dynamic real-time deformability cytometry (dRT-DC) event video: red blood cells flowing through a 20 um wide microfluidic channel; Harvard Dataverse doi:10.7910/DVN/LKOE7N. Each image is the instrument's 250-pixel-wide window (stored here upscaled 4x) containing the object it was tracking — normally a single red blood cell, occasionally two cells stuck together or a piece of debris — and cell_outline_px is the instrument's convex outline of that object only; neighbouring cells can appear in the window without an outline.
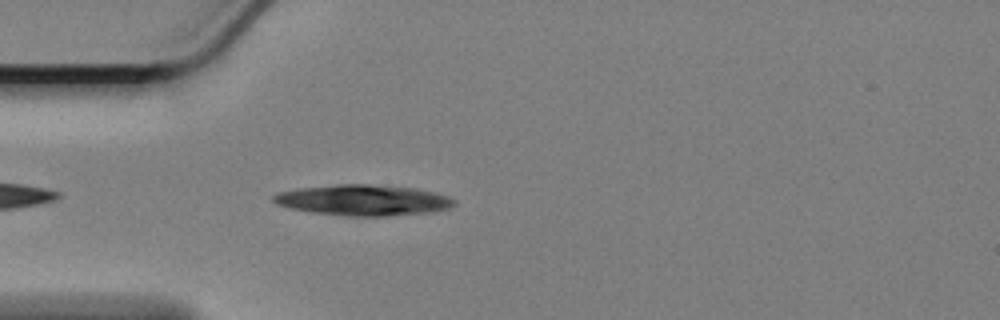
{"species": "Egyptian fruit bat (a non-hibernating species)", "species_latin": "Rousettus aegyptiacus", "temperature_condition": "cold", "stored_images_in_passage": 45, "camera_frame_rate_fps": 3000, "um_per_image_px": 0.085, "animal": {"sex": "female"}, "frame": {"image": 1, "passage_image": 3, "time_ms": 0.667, "image_size_px": [1000, 320], "cell_outline_px": [[456, 204], [448, 208], [432, 212], [384, 216], [348, 216], [316, 212], [292, 208], [276, 204], [272, 200], [272, 196], [276, 192], [300, 188], [336, 184], [368, 184], [412, 188], [432, 192], [448, 196], [456, 200]], "centroid_in_image_um": [30.86, 17.01], "position_along_channel_um": 54.1, "area_um2": 32.19}}
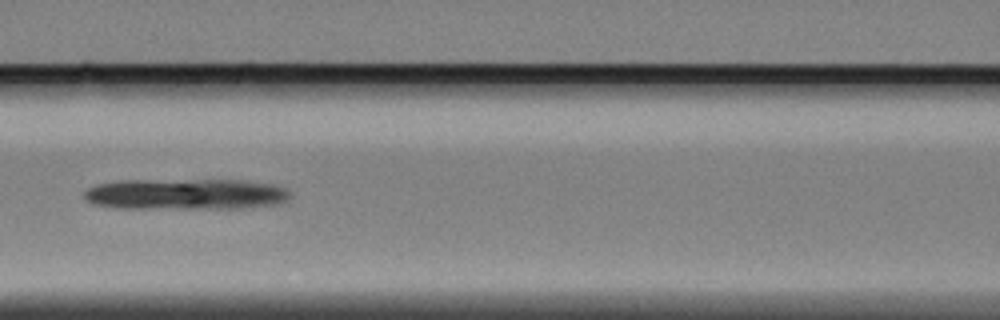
{"frame": {"image": 2, "passage_image": 12, "time_ms": 3.667, "image_size_px": [1000, 320], "cell_outline_px": [[288, 200], [280, 204], [248, 208], [116, 208], [92, 204], [84, 196], [84, 192], [88, 188], [96, 184], [120, 180], [240, 180], [272, 184], [284, 188], [288, 192]], "centroid_in_image_um": [15.77, 16.5], "position_along_channel_um": 150.8, "area_um2": 37.4}}
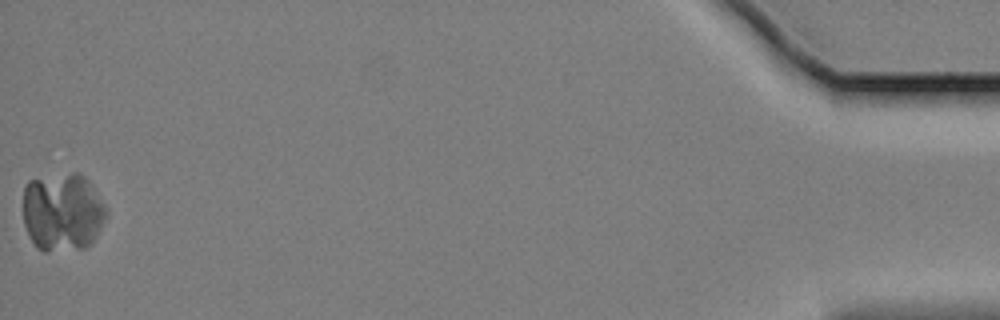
{"frame": {"image": 3, "passage_image": 45, "time_ms": 14.667, "image_size_px": [1000, 320], "cell_outline_px": [[108, 212], [96, 236], [84, 248], [48, 252], [44, 252], [36, 248], [24, 224], [24, 184], [28, 180], [72, 172], [80, 172], [92, 184], [104, 204]], "centroid_in_image_um": [5.31, 18.01], "position_along_channel_um": 429.9, "area_um2": 38.21}}